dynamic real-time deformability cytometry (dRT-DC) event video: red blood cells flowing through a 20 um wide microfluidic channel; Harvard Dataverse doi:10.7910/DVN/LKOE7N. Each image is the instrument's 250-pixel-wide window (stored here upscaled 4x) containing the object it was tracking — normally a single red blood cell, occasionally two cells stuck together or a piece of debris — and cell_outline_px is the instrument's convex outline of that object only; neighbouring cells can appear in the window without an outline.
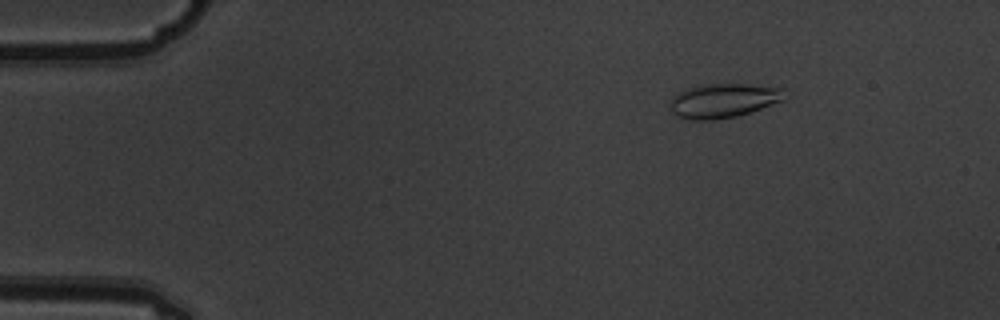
{"species": "common noctule bat (a hibernating species)", "species_latin": "Nyctalus noctula", "temperature_condition": "warm", "stored_images_in_passage": 7, "camera_frame_rate_fps": 3000, "um_per_image_px": 0.085, "animal": {"sex": "male", "body_mass_g": 19.5, "forearm_length_mm": 54.6}, "frame": {"image": 1, "passage_image": 3, "time_ms": 0.667, "image_size_px": [1000, 320], "cell_outline_px": [[784, 100], [736, 116], [712, 120], [692, 120], [680, 116], [672, 112], [672, 96], [688, 88], [700, 84], [744, 84], [784, 88]], "centroid_in_image_um": [61.49, 8.54], "position_along_channel_um": 23.5, "area_um2": 22.43}}
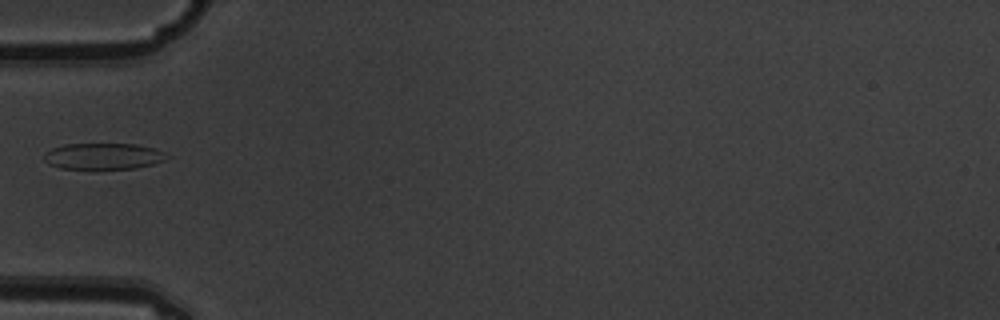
{"frame": {"image": 2, "passage_image": 6, "time_ms": 1.667, "image_size_px": [1000, 320], "cell_outline_px": [[172, 156], [168, 160], [136, 168], [92, 172], [60, 168], [48, 164], [44, 160], [44, 152], [52, 148], [64, 144], [136, 144], [152, 148], [164, 152]], "centroid_in_image_um": [8.77, 13.33], "position_along_channel_um": 76.2, "area_um2": 19.88}}